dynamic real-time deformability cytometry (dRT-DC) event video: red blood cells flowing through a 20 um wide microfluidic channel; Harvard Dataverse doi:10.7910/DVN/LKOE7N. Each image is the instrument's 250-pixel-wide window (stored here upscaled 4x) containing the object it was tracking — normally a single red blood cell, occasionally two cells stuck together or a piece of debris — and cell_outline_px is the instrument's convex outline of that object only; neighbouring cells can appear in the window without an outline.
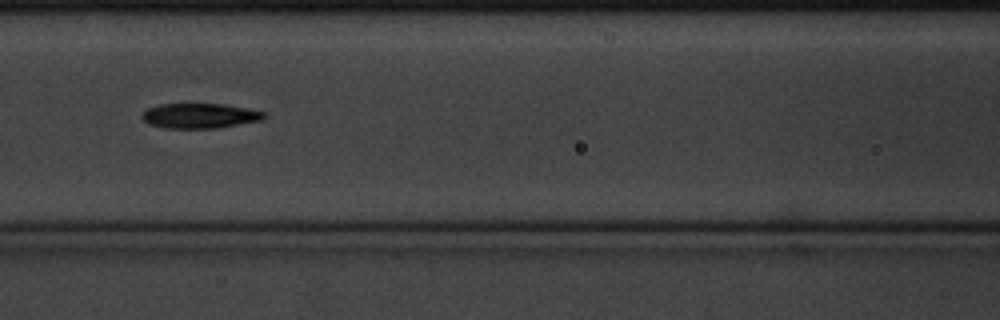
{"species": "common noctule bat (a hibernating species)", "species_latin": "Nyctalus noctula", "temperature_condition": "cold", "stored_images_in_passage": 9, "camera_frame_rate_fps": 3000, "um_per_image_px": 0.085, "animal": {"sex": "male", "body_mass_g": 20.1, "forearm_length_mm": 53.5}, "frame": {"image": 1, "passage_image": 7, "time_ms": 2.0, "image_size_px": [1000, 320], "cell_outline_px": [[264, 120], [216, 128], [164, 128], [148, 124], [140, 116], [148, 108], [160, 104], [224, 104], [264, 112]], "centroid_in_image_um": [16.95, 9.85], "position_along_channel_um": 149.7, "area_um2": 17.63}}
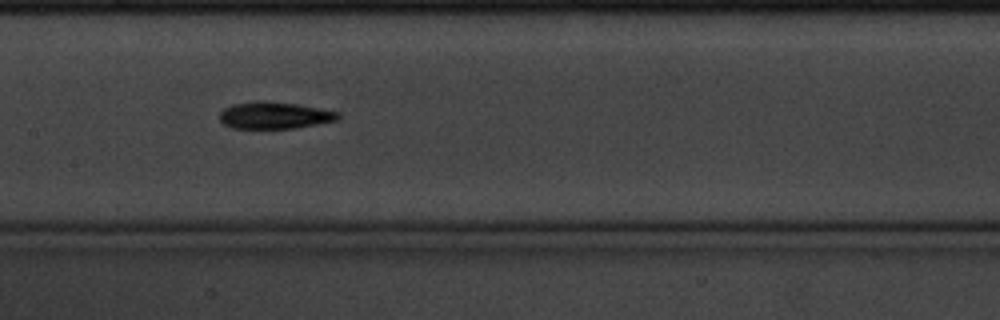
{"frame": {"image": 2, "passage_image": 8, "time_ms": 2.333, "image_size_px": [1000, 320], "cell_outline_px": [[340, 116], [336, 120], [316, 124], [292, 128], [232, 128], [224, 124], [220, 120], [220, 112], [224, 108], [232, 104], [296, 104], [340, 112]], "centroid_in_image_um": [23.35, 9.85], "position_along_channel_um": 184.1, "area_um2": 17.46}}